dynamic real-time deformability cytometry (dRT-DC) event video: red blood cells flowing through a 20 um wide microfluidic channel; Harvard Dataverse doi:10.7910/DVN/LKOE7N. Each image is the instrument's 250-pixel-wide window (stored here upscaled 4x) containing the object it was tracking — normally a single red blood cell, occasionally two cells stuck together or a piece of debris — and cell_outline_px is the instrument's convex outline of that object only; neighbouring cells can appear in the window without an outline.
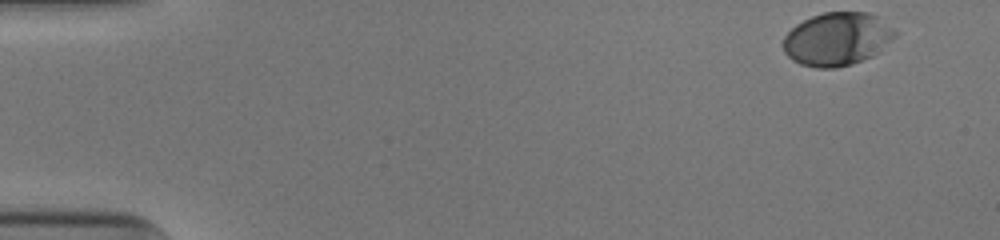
{"species": "human", "species_latin": "Homo sapiens", "temperature_condition": "cold", "stored_images_in_passage": 41, "camera_frame_rate_fps": 3000, "um_per_image_px": 0.085, "donor": {"sex": "male"}, "frame": {"image": 1, "passage_image": 1, "time_ms": 0.0, "image_size_px": [1000, 240], "cell_outline_px": [[896, 36], [872, 56], [852, 64], [836, 68], [816, 68], [800, 64], [792, 60], [784, 52], [780, 44], [784, 36], [796, 24], [812, 16], [824, 12], [868, 12], [876, 16], [892, 28], [896, 32]], "centroid_in_image_um": [71.1, 3.33], "position_along_channel_um": 13.9, "area_um2": 34.62}}
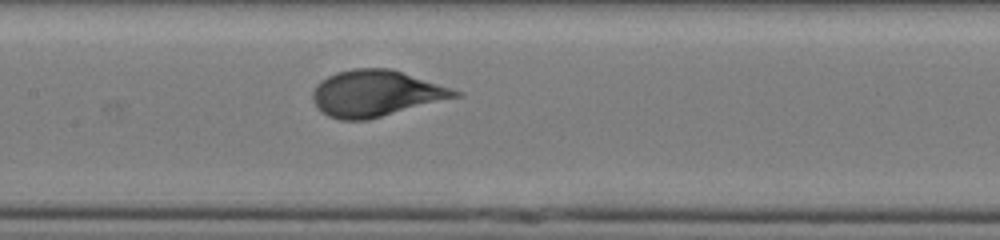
{"frame": {"image": 2, "passage_image": 24, "time_ms": 7.667, "image_size_px": [1000, 240], "cell_outline_px": [[464, 96], [368, 120], [340, 120], [328, 116], [320, 112], [316, 108], [312, 100], [312, 92], [316, 84], [320, 80], [336, 72], [352, 68], [388, 68], [464, 92]], "centroid_in_image_um": [31.94, 7.96], "position_along_channel_um": 175.5, "area_um2": 38.78}}
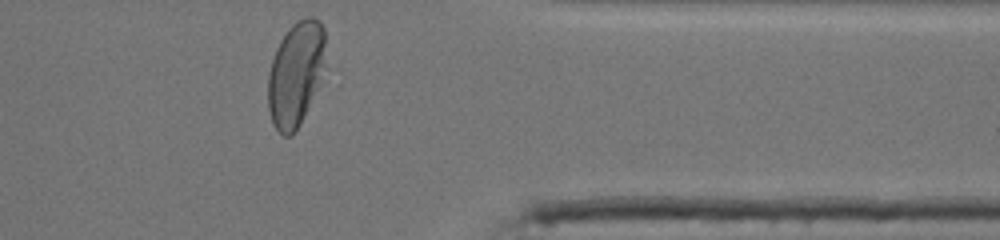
{"frame": {"image": 3, "passage_image": 41, "time_ms": 13.333, "image_size_px": [1000, 240], "cell_outline_px": [[324, 80], [300, 124], [292, 136], [284, 136], [272, 124], [268, 112], [268, 72], [276, 48], [280, 40], [288, 28], [292, 24], [304, 16], [312, 16], [324, 28]], "centroid_in_image_um": [25.14, 6.31], "position_along_channel_um": 386.3, "area_um2": 35.72}, "authors_computed_cell_mechanics": {"area_um2": 36.6452, "velocity_mm_per_s": 3.9161, "shape_relaxation_time_tau1_ms": 3.2516, "shape_relaxation_time_tau2_ms": null, "deformation_change_tau1": 0.1631, "deformation_change_tau2": null}}